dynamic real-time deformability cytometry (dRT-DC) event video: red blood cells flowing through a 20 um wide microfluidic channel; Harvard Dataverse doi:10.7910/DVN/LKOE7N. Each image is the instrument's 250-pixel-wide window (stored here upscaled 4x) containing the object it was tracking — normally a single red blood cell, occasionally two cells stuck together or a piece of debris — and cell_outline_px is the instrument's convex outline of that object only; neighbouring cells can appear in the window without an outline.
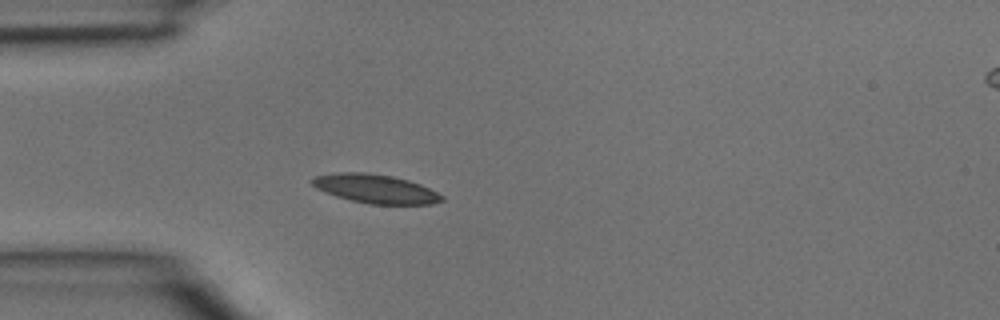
{"species": "common noctule bat (a hibernating species)", "species_latin": "Nyctalus noctula", "temperature_condition": "room temperature", "stored_images_in_passage": 4, "segment_of_instrument_passage": [1, 2], "camera_frame_rate_fps": 3000, "um_per_image_px": 0.085, "animal": {"sex": "male", "body_mass_g": 15.6}, "frame": {"image": 1, "passage_image": 3, "time_ms": 0.667, "image_size_px": [1000, 320], "cell_outline_px": [[444, 200], [432, 204], [368, 204], [336, 196], [324, 192], [316, 188], [308, 180], [312, 176], [336, 172], [368, 172], [392, 176], [408, 180], [420, 184], [444, 196]], "centroid_in_image_um": [31.86, 16.03], "position_along_channel_um": 53.1, "area_um2": 21.96}}